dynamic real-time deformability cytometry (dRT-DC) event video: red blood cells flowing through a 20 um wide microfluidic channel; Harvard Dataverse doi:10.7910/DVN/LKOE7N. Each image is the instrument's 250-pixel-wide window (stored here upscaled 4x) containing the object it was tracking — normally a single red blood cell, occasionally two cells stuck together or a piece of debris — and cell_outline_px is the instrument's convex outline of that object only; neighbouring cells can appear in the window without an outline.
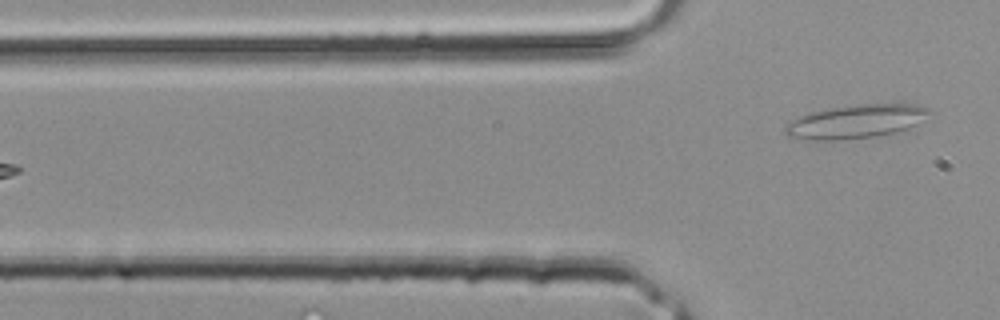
{"species": "common noctule bat (a hibernating species)", "species_latin": "Nyctalus noctula", "temperature_condition": "room temperature", "stored_images_in_passage": 5, "camera_frame_rate_fps": 3000, "um_per_image_px": 0.085, "animal": {"sex": "male", "body_mass_g": 20.4}, "frame": {"image": 1, "passage_image": 5, "time_ms": 1.333, "image_size_px": [1000, 320], "cell_outline_px": [[932, 112], [916, 124], [908, 128], [896, 132], [876, 136], [836, 140], [812, 140], [788, 136], [784, 132], [784, 128], [792, 120], [800, 116], [812, 112], [832, 108], [856, 104], [916, 104], [928, 108]], "centroid_in_image_um": [72.76, 10.33], "position_along_channel_um": 53.0, "area_um2": 27.92}}